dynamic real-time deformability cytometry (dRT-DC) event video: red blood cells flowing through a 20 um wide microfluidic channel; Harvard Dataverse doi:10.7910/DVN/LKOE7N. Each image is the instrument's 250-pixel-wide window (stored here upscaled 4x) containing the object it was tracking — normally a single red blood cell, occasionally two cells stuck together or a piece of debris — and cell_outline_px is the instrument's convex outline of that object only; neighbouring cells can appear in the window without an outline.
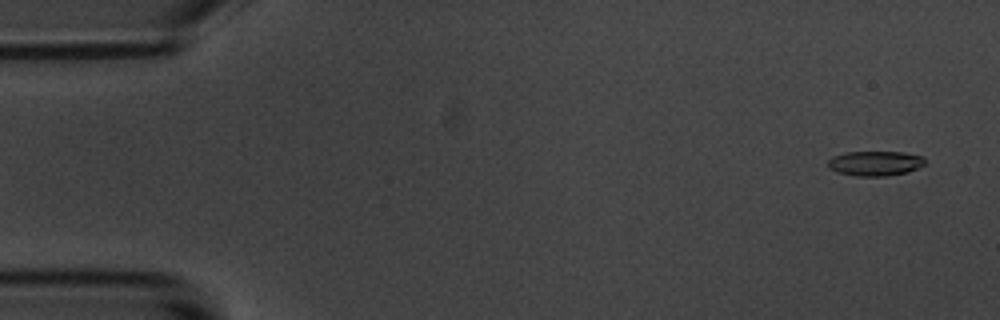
{"species": "common noctule bat (a hibernating species)", "species_latin": "Nyctalus noctula", "temperature_condition": "room temperature", "stored_images_in_passage": 6, "camera_frame_rate_fps": 3000, "um_per_image_px": 0.085, "animal": {"sex": "male", "body_mass_g": 20.1, "forearm_length_mm": 53.5}, "frame": {"image": 1, "passage_image": 1, "time_ms": 0.0, "image_size_px": [1000, 320], "cell_outline_px": [[924, 164], [908, 172], [884, 176], [856, 176], [836, 172], [828, 168], [828, 160], [832, 156], [844, 152], [904, 152], [924, 156]], "centroid_in_image_um": [74.35, 13.88], "position_along_channel_um": 10.7, "area_um2": 14.1}}